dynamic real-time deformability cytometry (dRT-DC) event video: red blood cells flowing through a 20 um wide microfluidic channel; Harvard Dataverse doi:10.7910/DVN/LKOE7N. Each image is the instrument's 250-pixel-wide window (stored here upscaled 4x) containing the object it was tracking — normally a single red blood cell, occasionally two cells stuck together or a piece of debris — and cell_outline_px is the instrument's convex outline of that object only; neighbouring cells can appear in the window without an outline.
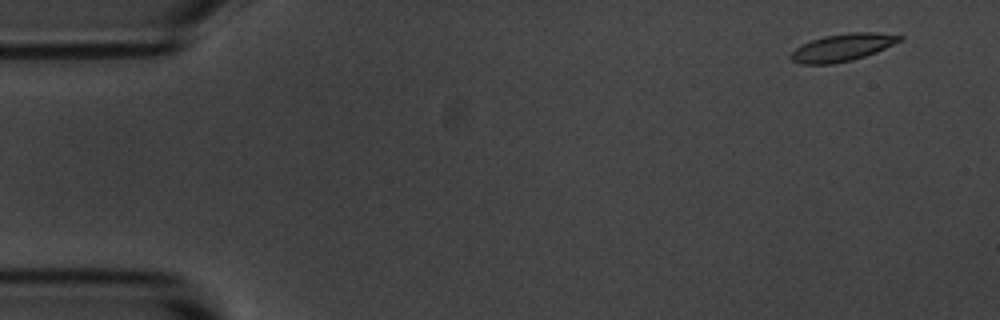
{"species": "common noctule bat (a hibernating species)", "species_latin": "Nyctalus noctula", "temperature_condition": "room temperature", "stored_images_in_passage": 14, "camera_frame_rate_fps": 3000, "um_per_image_px": 0.085, "animal": {"sex": "male", "body_mass_g": 20.1, "forearm_length_mm": 53.5}, "frame": {"image": 1, "passage_image": 1, "time_ms": 0.0, "image_size_px": [1000, 320], "cell_outline_px": [[904, 40], [876, 52], [852, 60], [832, 64], [800, 64], [792, 60], [788, 56], [796, 48], [812, 40], [824, 36], [848, 32], [876, 32], [904, 36]], "centroid_in_image_um": [71.64, 4.03], "position_along_channel_um": 13.4, "area_um2": 17.4}}
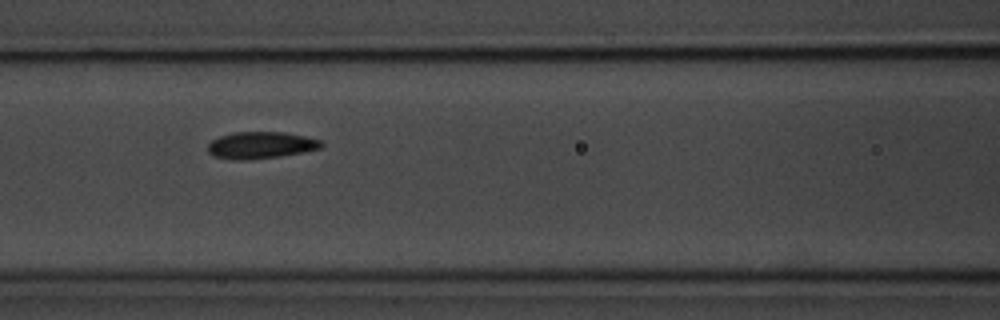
{"frame": {"image": 2, "passage_image": 6, "time_ms": 6.667, "image_size_px": [1000, 320], "cell_outline_px": [[324, 144], [320, 148], [304, 152], [280, 156], [248, 160], [232, 160], [212, 156], [208, 152], [208, 144], [212, 140], [220, 136], [232, 132], [284, 132], [304, 136], [320, 140]], "centroid_in_image_um": [22.13, 12.35], "position_along_channel_um": 144.5, "area_um2": 17.86}}
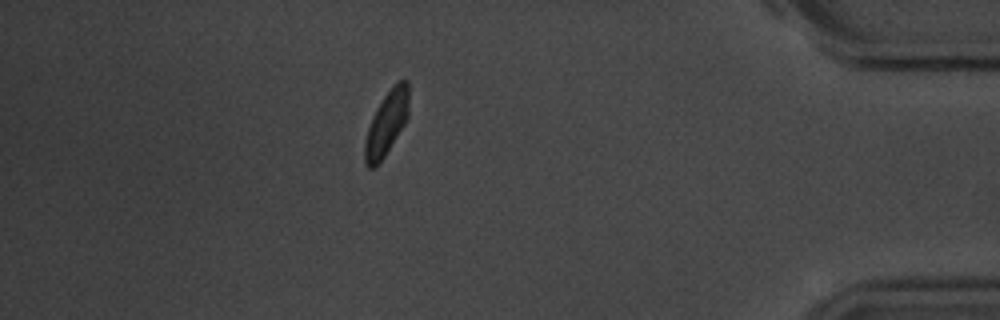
{"frame": {"image": 3, "passage_image": 13, "time_ms": 15.0, "image_size_px": [1000, 320], "cell_outline_px": [[408, 116], [404, 124], [384, 156], [376, 168], [368, 168], [364, 164], [364, 140], [372, 116], [376, 108], [384, 96], [396, 80], [408, 80]], "centroid_in_image_um": [32.83, 10.48], "position_along_channel_um": 402.4, "area_um2": 16.47}, "authors_computed_cell_mechanics": {"area_um2": 17.4267, "velocity_mm_per_s": 3.6282, "shape_relaxation_time_tau1_ms": 3.7016, "shape_relaxation_time_tau2_ms": 2.9155, "deformation_change_tau1": 0.1264, "deformation_change_tau2": 0.0857}}